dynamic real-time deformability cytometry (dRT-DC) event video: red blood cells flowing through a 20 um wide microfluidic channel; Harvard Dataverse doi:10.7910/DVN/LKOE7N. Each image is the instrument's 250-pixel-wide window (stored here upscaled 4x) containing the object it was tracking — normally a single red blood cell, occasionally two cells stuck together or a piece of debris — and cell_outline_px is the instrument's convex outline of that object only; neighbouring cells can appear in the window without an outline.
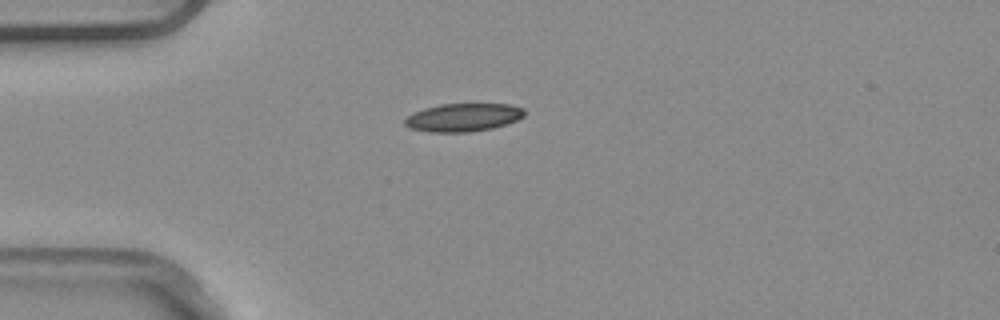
{"species": "common noctule bat (a hibernating species)", "species_latin": "Nyctalus noctula", "temperature_condition": "warm", "stored_images_in_passage": 1, "camera_frame_rate_fps": 3000, "um_per_image_px": 0.085, "animal": {"sex": "male", "body_mass_g": 20.4}, "frame": {"image": 1, "passage_image": 1, "time_ms": 0.0, "image_size_px": [1000, 320], "cell_outline_px": [[524, 116], [516, 120], [492, 128], [468, 132], [428, 132], [408, 128], [404, 124], [404, 120], [408, 116], [424, 108], [440, 104], [508, 104], [524, 108]], "centroid_in_image_um": [39.34, 9.98], "position_along_channel_um": 45.7, "area_um2": 19.48}}